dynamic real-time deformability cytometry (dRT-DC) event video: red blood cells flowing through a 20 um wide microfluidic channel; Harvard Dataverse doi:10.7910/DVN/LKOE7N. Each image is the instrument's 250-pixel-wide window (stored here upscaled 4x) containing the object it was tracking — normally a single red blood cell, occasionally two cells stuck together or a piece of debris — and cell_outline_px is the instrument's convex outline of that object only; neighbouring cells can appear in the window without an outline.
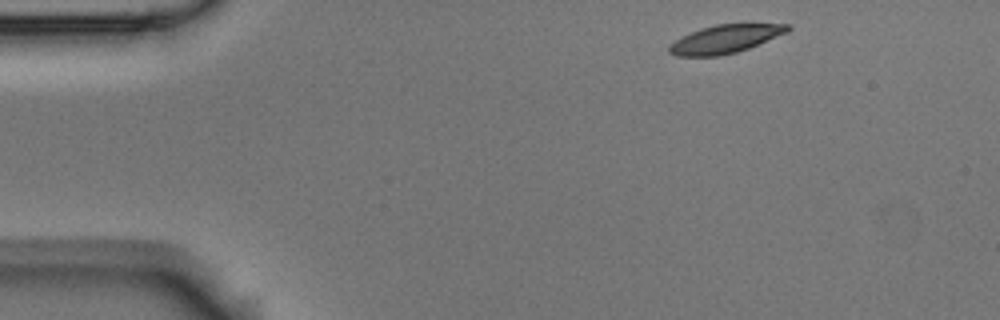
{"species": "Egyptian fruit bat (a non-hibernating species)", "species_latin": "Rousettus aegyptiacus", "temperature_condition": "room temperature", "stored_images_in_passage": 3, "camera_frame_rate_fps": 3000, "um_per_image_px": 0.085, "animal": {"sex": "male"}, "frame": {"image": 1, "passage_image": 1, "time_ms": 0.0, "image_size_px": [1000, 320], "cell_outline_px": [[792, 28], [788, 32], [748, 48], [736, 52], [720, 56], [676, 56], [668, 52], [668, 44], [700, 28], [716, 24], [792, 24]], "centroid_in_image_um": [61.64, 3.32], "position_along_channel_um": 23.4, "area_um2": 19.42}}